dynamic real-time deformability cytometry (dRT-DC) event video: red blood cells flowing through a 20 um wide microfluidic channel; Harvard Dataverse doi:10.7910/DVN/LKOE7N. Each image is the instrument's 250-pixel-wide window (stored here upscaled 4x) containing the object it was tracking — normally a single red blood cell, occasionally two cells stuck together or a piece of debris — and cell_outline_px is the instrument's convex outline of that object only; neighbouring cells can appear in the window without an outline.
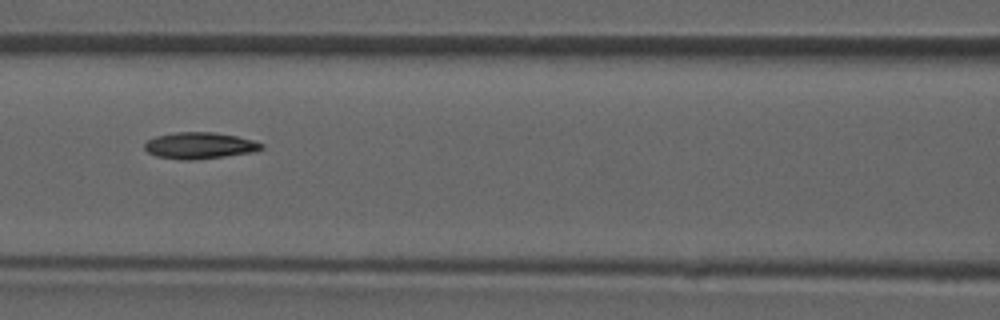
{"species": "common noctule bat (a hibernating species)", "species_latin": "Nyctalus noctula", "temperature_condition": "room temperature", "stored_images_in_passage": 48, "camera_frame_rate_fps": 3000, "um_per_image_px": 0.085, "animal": {"sex": "male", "forearm_length_mm": 52.5}, "frame": {"image": 1, "passage_image": 21, "time_ms": 6.667, "image_size_px": [1000, 320], "cell_outline_px": [[264, 148], [252, 152], [196, 160], [180, 160], [156, 156], [148, 152], [144, 148], [144, 144], [148, 140], [156, 136], [176, 132], [216, 132], [236, 136], [252, 140], [264, 144]], "centroid_in_image_um": [16.95, 12.37], "position_along_channel_um": 149.6, "area_um2": 18.03}}